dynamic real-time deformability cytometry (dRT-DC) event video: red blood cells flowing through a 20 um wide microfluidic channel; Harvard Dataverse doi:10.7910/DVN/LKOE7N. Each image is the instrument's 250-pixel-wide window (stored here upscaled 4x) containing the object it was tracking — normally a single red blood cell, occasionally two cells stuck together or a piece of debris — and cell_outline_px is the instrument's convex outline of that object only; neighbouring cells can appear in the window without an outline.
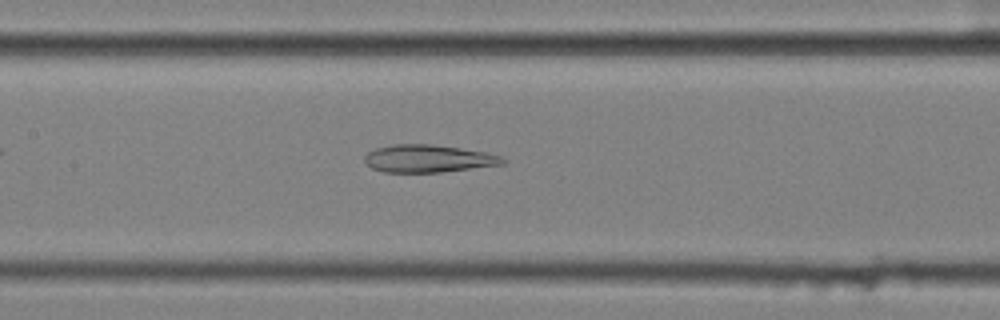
{"species": "common noctule bat (a hibernating species)", "species_latin": "Nyctalus noctula", "temperature_condition": "cold", "stored_images_in_passage": 45, "camera_frame_rate_fps": 3000, "um_per_image_px": 0.085, "animal": {"sex": "female", "body_mass_g": 25.1}, "frame": {"image": 1, "passage_image": 16, "time_ms": 5.0, "image_size_px": [1000, 320], "cell_outline_px": [[508, 160], [504, 164], [440, 172], [384, 172], [372, 168], [364, 160], [364, 156], [368, 152], [376, 148], [392, 144], [432, 144], [460, 148], [484, 152], [500, 156]], "centroid_in_image_um": [36.39, 13.47], "position_along_channel_um": 171.0, "area_um2": 22.08}}
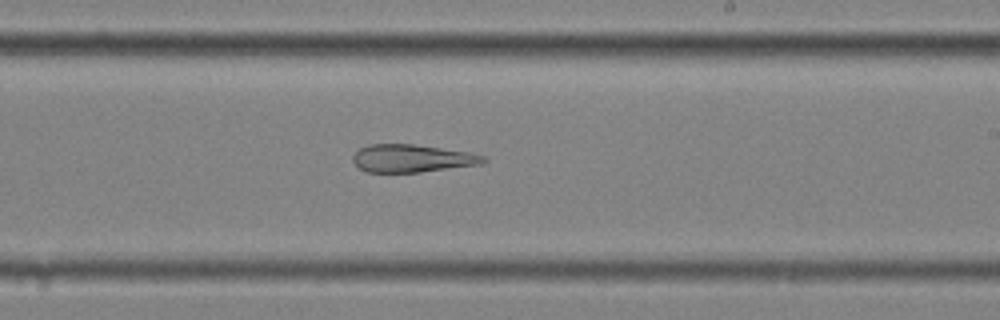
{"frame": {"image": 2, "passage_image": 23, "time_ms": 7.333, "image_size_px": [1000, 320], "cell_outline_px": [[488, 160], [484, 164], [420, 172], [364, 172], [352, 160], [352, 156], [360, 148], [368, 144], [412, 144], [468, 152], [484, 156]], "centroid_in_image_um": [35.02, 13.46], "position_along_channel_um": 254.0, "area_um2": 21.1}}
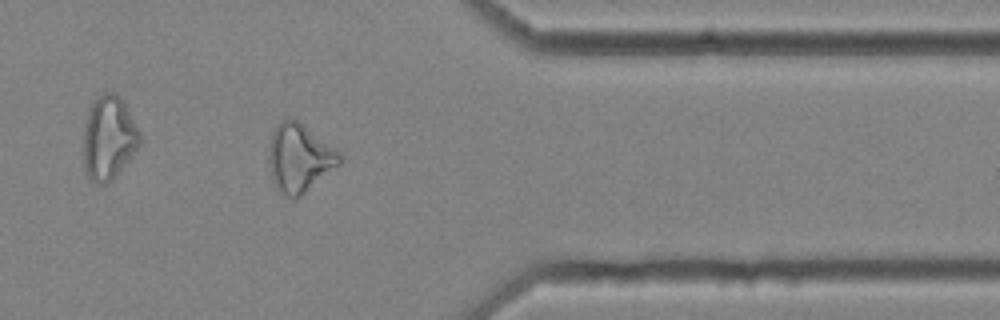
{"frame": {"image": 3, "passage_image": 35, "time_ms": 11.333, "image_size_px": [1000, 320], "cell_outline_px": [[340, 164], [296, 200], [292, 200], [276, 188], [272, 180], [268, 160], [268, 156], [272, 132], [284, 120], [296, 120], [304, 124], [336, 148], [340, 152]], "centroid_in_image_um": [25.45, 13.46], "position_along_channel_um": 385.9, "area_um2": 27.98}, "authors_computed_cell_mechanics": {"area_um2": 26.1834, "velocity_mm_per_s": 3.5662, "shape_relaxation_time_tau1_ms": null, "shape_relaxation_time_tau2_ms": 4.6962, "deformation_change_tau1": null, "deformation_change_tau2": 0.1584}}